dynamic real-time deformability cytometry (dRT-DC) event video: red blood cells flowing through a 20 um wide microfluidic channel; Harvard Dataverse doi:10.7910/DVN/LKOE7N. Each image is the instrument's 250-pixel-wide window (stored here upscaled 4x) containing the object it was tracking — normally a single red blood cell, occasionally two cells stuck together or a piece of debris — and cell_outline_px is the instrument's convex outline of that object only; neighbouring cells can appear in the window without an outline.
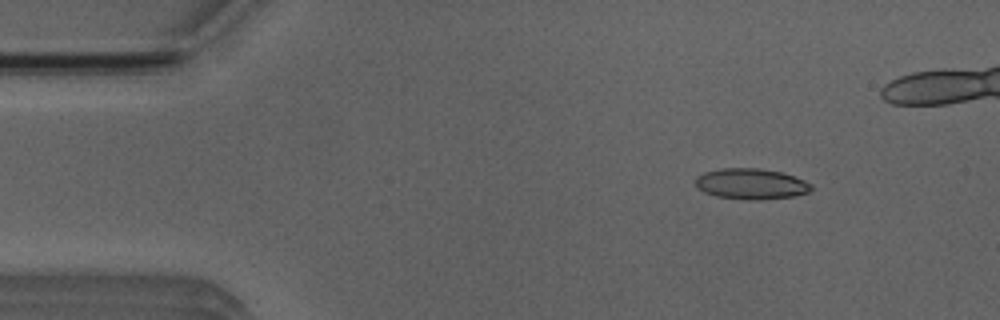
{"species": "Egyptian fruit bat (a non-hibernating species)", "species_latin": "Rousettus aegyptiacus", "temperature_condition": "room temperature", "stored_images_in_passage": 5, "camera_frame_rate_fps": 3000, "um_per_image_px": 0.085, "animal": {"sex": "male"}, "frame": {"image": 1, "passage_image": 2, "time_ms": 1.0, "image_size_px": [1000, 320], "cell_outline_px": [[812, 188], [808, 192], [792, 196], [760, 200], [748, 200], [716, 196], [704, 192], [696, 188], [696, 176], [704, 172], [720, 168], [760, 168], [780, 172], [804, 180], [812, 184]], "centroid_in_image_um": [63.8, 15.63], "position_along_channel_um": 21.2, "area_um2": 20.75}}